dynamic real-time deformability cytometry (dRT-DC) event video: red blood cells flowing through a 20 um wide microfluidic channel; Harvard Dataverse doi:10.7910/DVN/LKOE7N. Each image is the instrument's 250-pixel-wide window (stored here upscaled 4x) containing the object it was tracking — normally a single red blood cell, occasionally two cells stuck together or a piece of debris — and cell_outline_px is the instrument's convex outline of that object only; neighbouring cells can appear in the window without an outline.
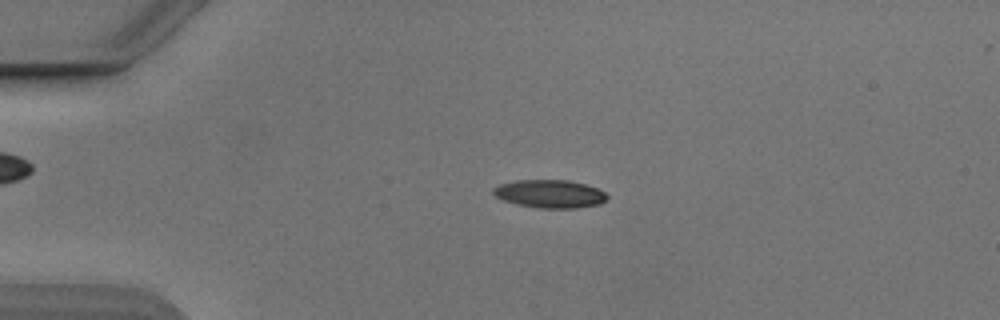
{"species": "Egyptian fruit bat (a non-hibernating species)", "species_latin": "Rousettus aegyptiacus", "temperature_condition": "cold", "stored_images_in_passage": 53, "camera_frame_rate_fps": 3000, "um_per_image_px": 0.085, "animal": {"sex": "male"}, "frame": {"image": 1, "passage_image": 12, "time_ms": 3.667, "image_size_px": [1000, 320], "cell_outline_px": [[608, 196], [600, 204], [576, 208], [536, 208], [516, 204], [504, 200], [496, 196], [492, 192], [492, 188], [500, 184], [516, 180], [568, 180], [584, 184], [596, 188], [604, 192]], "centroid_in_image_um": [46.71, 16.48], "position_along_channel_um": 38.3, "area_um2": 18.55}}
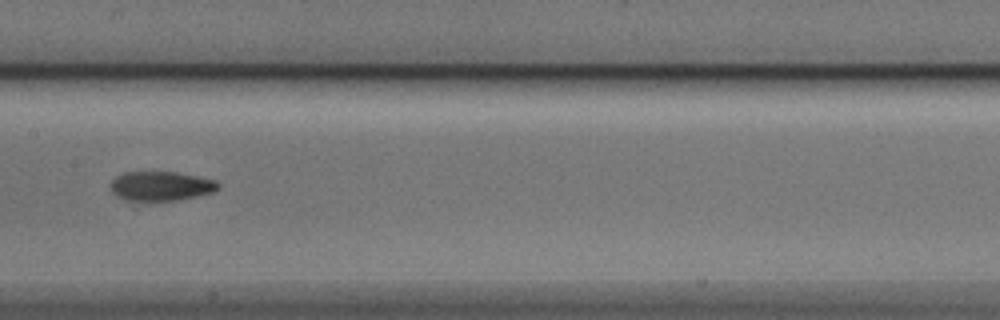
{"frame": {"image": 2, "passage_image": 27, "time_ms": 8.667, "image_size_px": [1000, 320], "cell_outline_px": [[220, 188], [212, 192], [200, 196], [152, 204], [124, 200], [116, 196], [112, 192], [112, 180], [116, 176], [124, 172], [176, 172], [216, 180], [220, 184]], "centroid_in_image_um": [13.67, 15.86], "position_along_channel_um": 193.7, "area_um2": 19.13}}
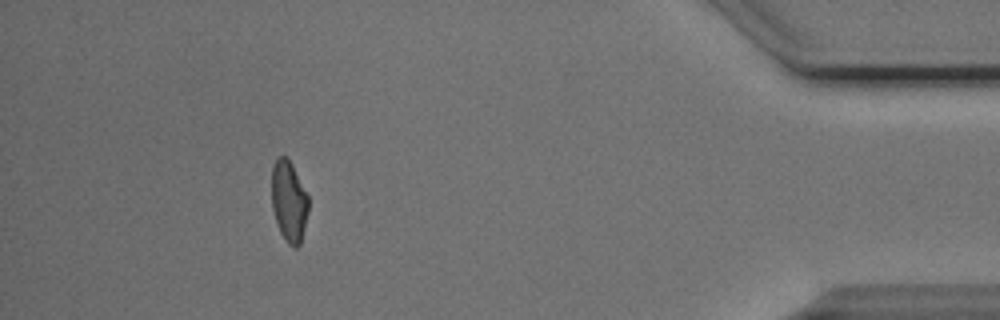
{"frame": {"image": 3, "passage_image": 48, "time_ms": 15.667, "image_size_px": [1000, 320], "cell_outline_px": [[308, 212], [300, 244], [296, 248], [292, 248], [284, 240], [280, 232], [272, 208], [272, 164], [276, 156], [288, 156], [308, 196]], "centroid_in_image_um": [24.55, 17.09], "position_along_channel_um": 410.7, "area_um2": 17.51}, "authors_computed_cell_mechanics": {"area_um2": 18.1492, "velocity_mm_per_s": 3.8773, "shape_relaxation_time_tau1_ms": 4.8026, "shape_relaxation_time_tau2_ms": 2.8253, "deformation_change_tau1": 0.1753, "deformation_change_tau2": 0.0869}}